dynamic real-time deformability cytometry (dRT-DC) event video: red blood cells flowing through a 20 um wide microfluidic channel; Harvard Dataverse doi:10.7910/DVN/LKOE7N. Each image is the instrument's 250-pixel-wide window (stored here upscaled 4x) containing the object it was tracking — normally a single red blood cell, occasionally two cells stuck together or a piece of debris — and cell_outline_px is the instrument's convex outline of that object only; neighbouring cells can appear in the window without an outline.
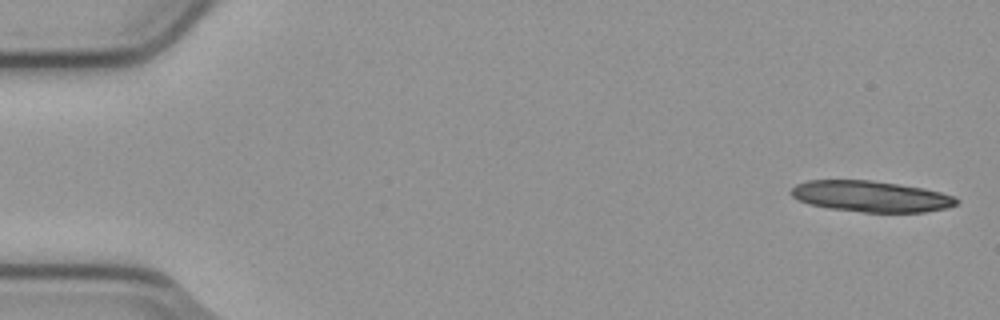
{"species": "common noctule bat (a hibernating species)", "species_latin": "Nyctalus noctula", "temperature_condition": "cold", "stored_images_in_passage": 5, "camera_frame_rate_fps": 3000, "um_per_image_px": 0.085, "animal": {"sex": "male", "body_mass_g": 23.1, "forearm_length_mm": 52.7}, "frame": {"image": 1, "passage_image": 1, "time_ms": 0.0, "image_size_px": [1000, 320], "cell_outline_px": [[960, 200], [956, 204], [948, 208], [924, 212], [864, 212], [828, 208], [808, 204], [792, 196], [788, 192], [796, 184], [808, 180], [872, 180], [924, 188], [956, 196]], "centroid_in_image_um": [74.04, 16.69], "position_along_channel_um": 11.0, "area_um2": 30.06}}
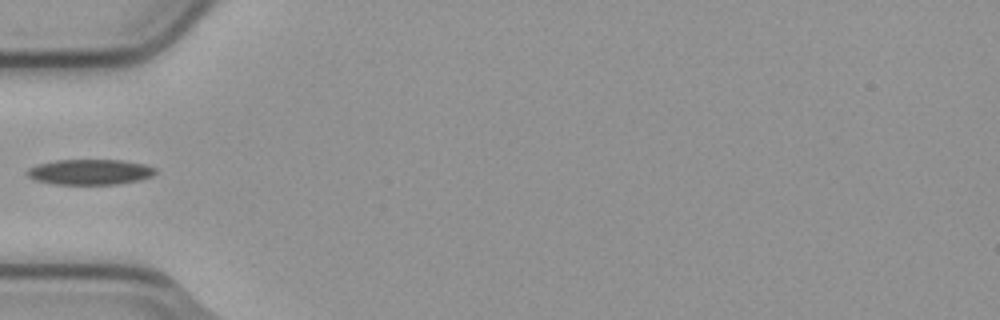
{"frame": {"image": 2, "passage_image": 5, "time_ms": 1.333, "image_size_px": [1000, 320], "cell_outline_px": [[156, 172], [152, 176], [140, 180], [120, 184], [52, 184], [36, 180], [28, 176], [24, 172], [28, 168], [36, 164], [56, 160], [120, 160], [144, 164], [156, 168]], "centroid_in_image_um": [7.63, 14.62], "position_along_channel_um": 77.4, "area_um2": 19.13}}